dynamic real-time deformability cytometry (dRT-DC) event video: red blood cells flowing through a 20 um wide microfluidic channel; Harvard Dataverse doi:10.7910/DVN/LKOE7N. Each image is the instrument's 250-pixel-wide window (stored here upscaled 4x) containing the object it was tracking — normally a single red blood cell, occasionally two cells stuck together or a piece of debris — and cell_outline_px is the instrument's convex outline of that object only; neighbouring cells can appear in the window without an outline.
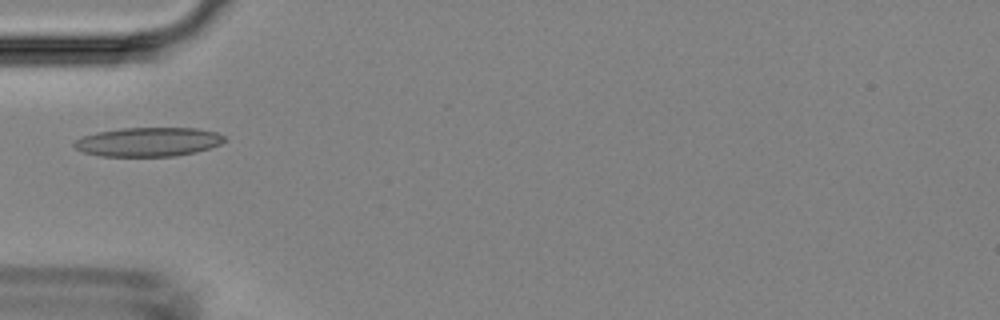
{"species": "Egyptian fruit bat (a non-hibernating species)", "species_latin": "Rousettus aegyptiacus", "temperature_condition": "room temperature", "stored_images_in_passage": 4, "camera_frame_rate_fps": 3000, "um_per_image_px": 0.085, "animal": {"sex": "female"}, "frame": {"image": 1, "passage_image": 4, "time_ms": 3.333, "image_size_px": [1000, 320], "cell_outline_px": [[224, 140], [220, 144], [196, 152], [176, 156], [96, 156], [84, 152], [76, 148], [72, 144], [80, 136], [96, 132], [120, 128], [196, 128], [216, 132], [224, 136]], "centroid_in_image_um": [12.56, 12.06], "position_along_channel_um": 72.4, "area_um2": 25.49}}